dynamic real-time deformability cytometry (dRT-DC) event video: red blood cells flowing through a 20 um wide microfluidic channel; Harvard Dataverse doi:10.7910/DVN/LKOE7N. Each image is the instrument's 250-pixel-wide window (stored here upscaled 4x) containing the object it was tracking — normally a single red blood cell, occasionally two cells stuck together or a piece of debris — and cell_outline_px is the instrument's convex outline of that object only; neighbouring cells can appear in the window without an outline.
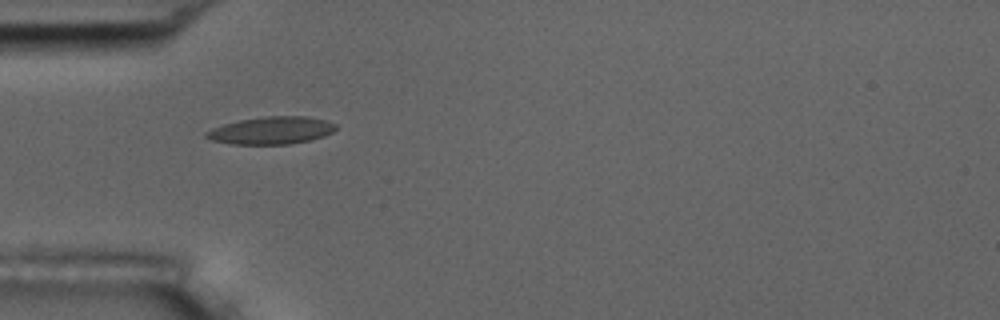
{"species": "common noctule bat (a hibernating species)", "species_latin": "Nyctalus noctula", "temperature_condition": "room temperature", "stored_images_in_passage": 6, "camera_frame_rate_fps": 3000, "um_per_image_px": 0.085, "animal": {"sex": "male", "body_mass_g": 17.5, "forearm_length_mm": 52.3}, "frame": {"image": 1, "passage_image": 5, "time_ms": 5.667, "image_size_px": [1000, 320], "cell_outline_px": [[336, 128], [332, 132], [324, 136], [312, 140], [292, 144], [232, 144], [212, 140], [204, 136], [204, 132], [212, 128], [224, 124], [240, 120], [264, 116], [304, 116], [324, 120], [336, 124]], "centroid_in_image_um": [23.06, 11.09], "position_along_channel_um": 61.9, "area_um2": 20.75}}